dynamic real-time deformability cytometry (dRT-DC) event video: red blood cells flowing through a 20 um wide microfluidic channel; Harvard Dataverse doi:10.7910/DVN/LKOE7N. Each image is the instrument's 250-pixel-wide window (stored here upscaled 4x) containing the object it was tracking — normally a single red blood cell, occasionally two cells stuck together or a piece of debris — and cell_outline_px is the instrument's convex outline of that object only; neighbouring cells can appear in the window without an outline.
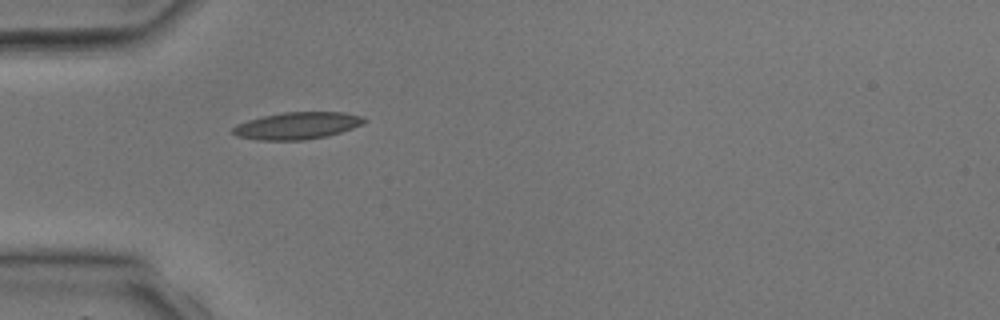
{"species": "common noctule bat (a hibernating species)", "species_latin": "Nyctalus noctula", "temperature_condition": "room temperature", "stored_images_in_passage": 1, "camera_frame_rate_fps": 3000, "um_per_image_px": 0.085, "animal": {"sex": "male", "body_mass_g": 17.9, "forearm_length_mm": 54.2}, "frame": {"image": 1, "passage_image": 1, "time_ms": 0.0, "image_size_px": [1000, 320], "cell_outline_px": [[368, 120], [364, 124], [328, 136], [304, 140], [256, 140], [236, 136], [232, 132], [232, 128], [236, 124], [248, 120], [264, 116], [284, 112], [344, 112], [360, 116]], "centroid_in_image_um": [25.25, 10.69], "position_along_channel_um": 59.7, "area_um2": 20.75}}